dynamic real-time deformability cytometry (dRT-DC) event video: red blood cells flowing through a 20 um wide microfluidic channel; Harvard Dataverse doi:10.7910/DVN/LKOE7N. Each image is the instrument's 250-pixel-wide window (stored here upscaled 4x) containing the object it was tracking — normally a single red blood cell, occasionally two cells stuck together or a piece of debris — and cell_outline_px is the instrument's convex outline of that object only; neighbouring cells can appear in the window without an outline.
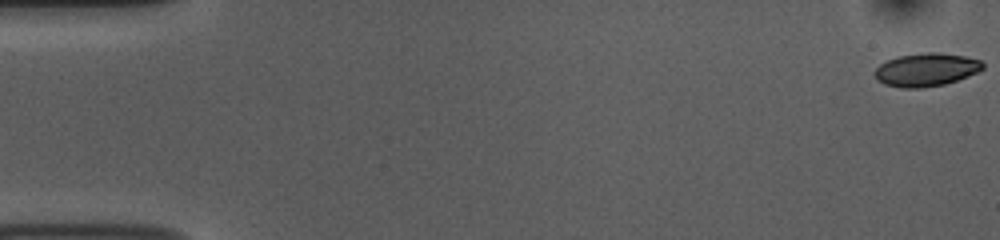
{"species": "common noctule bat (a hibernating species)", "species_latin": "Nyctalus noctula", "temperature_condition": "room temperature", "stored_images_in_passage": 54, "camera_frame_rate_fps": 3000, "um_per_image_px": 0.085, "animal": {"sex": "female", "body_mass_g": 10.0, "forearm_length_mm": 53.1}, "frame": {"image": 1, "passage_image": 1, "time_ms": 0.0, "image_size_px": [1000, 240], "cell_outline_px": [[984, 68], [968, 76], [944, 84], [920, 88], [900, 88], [884, 84], [876, 80], [876, 68], [880, 64], [896, 56], [924, 52], [936, 52], [964, 56], [980, 60], [984, 64]], "centroid_in_image_um": [78.71, 5.92], "position_along_channel_um": 6.3, "area_um2": 20.81}}
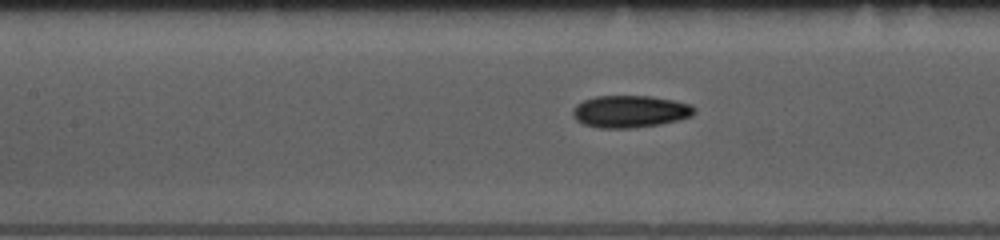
{"frame": {"image": 2, "passage_image": 24, "time_ms": 7.667, "image_size_px": [1000, 240], "cell_outline_px": [[696, 112], [692, 116], [660, 124], [632, 128], [600, 128], [584, 124], [576, 120], [572, 116], [572, 108], [576, 104], [584, 100], [596, 96], [652, 96], [692, 104], [696, 108]], "centroid_in_image_um": [53.55, 9.47], "position_along_channel_um": 153.9, "area_um2": 22.89}}
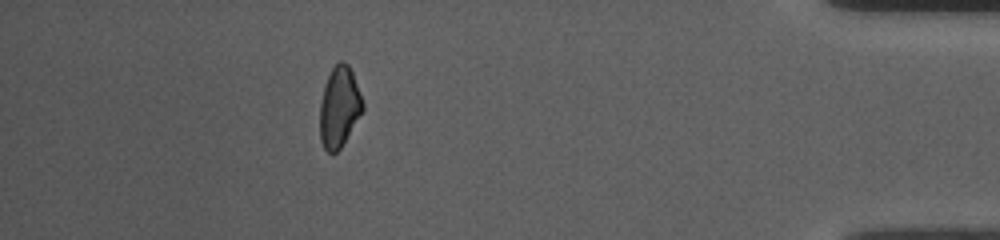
{"frame": {"image": 3, "passage_image": 48, "time_ms": 15.667, "image_size_px": [1000, 240], "cell_outline_px": [[364, 108], [340, 148], [336, 152], [328, 152], [324, 148], [320, 140], [320, 104], [324, 88], [328, 76], [332, 68], [340, 60], [344, 60], [348, 64], [352, 72], [364, 104]], "centroid_in_image_um": [28.83, 9.08], "position_along_channel_um": 406.4, "area_um2": 19.77}, "authors_computed_cell_mechanics": {"area_um2": 21.2415, "velocity_mm_per_s": 3.7767, "shape_relaxation_time_tau1_ms": 4.6095, "shape_relaxation_time_tau2_ms": 5.3375, "deformation_change_tau1": 0.1406, "deformation_change_tau2": 0.0937}}